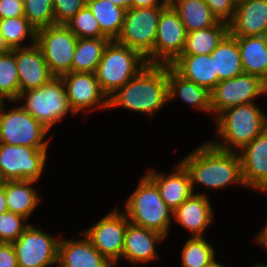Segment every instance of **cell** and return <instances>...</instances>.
<instances>
[{
	"mask_svg": "<svg viewBox=\"0 0 267 267\" xmlns=\"http://www.w3.org/2000/svg\"><path fill=\"white\" fill-rule=\"evenodd\" d=\"M6 179L3 177L2 172L0 171V188H3L5 183H6Z\"/></svg>",
	"mask_w": 267,
	"mask_h": 267,
	"instance_id": "48",
	"label": "cell"
},
{
	"mask_svg": "<svg viewBox=\"0 0 267 267\" xmlns=\"http://www.w3.org/2000/svg\"><path fill=\"white\" fill-rule=\"evenodd\" d=\"M251 267H267V264L260 262V263H256V264L252 265Z\"/></svg>",
	"mask_w": 267,
	"mask_h": 267,
	"instance_id": "49",
	"label": "cell"
},
{
	"mask_svg": "<svg viewBox=\"0 0 267 267\" xmlns=\"http://www.w3.org/2000/svg\"><path fill=\"white\" fill-rule=\"evenodd\" d=\"M27 219L13 212L0 214V242L12 243L16 241L30 225Z\"/></svg>",
	"mask_w": 267,
	"mask_h": 267,
	"instance_id": "37",
	"label": "cell"
},
{
	"mask_svg": "<svg viewBox=\"0 0 267 267\" xmlns=\"http://www.w3.org/2000/svg\"><path fill=\"white\" fill-rule=\"evenodd\" d=\"M0 267H18L12 243L0 242Z\"/></svg>",
	"mask_w": 267,
	"mask_h": 267,
	"instance_id": "41",
	"label": "cell"
},
{
	"mask_svg": "<svg viewBox=\"0 0 267 267\" xmlns=\"http://www.w3.org/2000/svg\"><path fill=\"white\" fill-rule=\"evenodd\" d=\"M77 38H107L91 10L85 5L66 24Z\"/></svg>",
	"mask_w": 267,
	"mask_h": 267,
	"instance_id": "35",
	"label": "cell"
},
{
	"mask_svg": "<svg viewBox=\"0 0 267 267\" xmlns=\"http://www.w3.org/2000/svg\"><path fill=\"white\" fill-rule=\"evenodd\" d=\"M8 211L7 203H6V197L4 192V187L0 188V214Z\"/></svg>",
	"mask_w": 267,
	"mask_h": 267,
	"instance_id": "45",
	"label": "cell"
},
{
	"mask_svg": "<svg viewBox=\"0 0 267 267\" xmlns=\"http://www.w3.org/2000/svg\"><path fill=\"white\" fill-rule=\"evenodd\" d=\"M147 65V59L140 52L110 40L95 74L102 91L109 98Z\"/></svg>",
	"mask_w": 267,
	"mask_h": 267,
	"instance_id": "5",
	"label": "cell"
},
{
	"mask_svg": "<svg viewBox=\"0 0 267 267\" xmlns=\"http://www.w3.org/2000/svg\"><path fill=\"white\" fill-rule=\"evenodd\" d=\"M24 17L23 0H0V20Z\"/></svg>",
	"mask_w": 267,
	"mask_h": 267,
	"instance_id": "40",
	"label": "cell"
},
{
	"mask_svg": "<svg viewBox=\"0 0 267 267\" xmlns=\"http://www.w3.org/2000/svg\"><path fill=\"white\" fill-rule=\"evenodd\" d=\"M229 33V23L220 21L217 25L187 33L181 55L211 54L222 39Z\"/></svg>",
	"mask_w": 267,
	"mask_h": 267,
	"instance_id": "29",
	"label": "cell"
},
{
	"mask_svg": "<svg viewBox=\"0 0 267 267\" xmlns=\"http://www.w3.org/2000/svg\"><path fill=\"white\" fill-rule=\"evenodd\" d=\"M86 5L99 23L101 32L110 40L121 33L125 10L107 0H86Z\"/></svg>",
	"mask_w": 267,
	"mask_h": 267,
	"instance_id": "30",
	"label": "cell"
},
{
	"mask_svg": "<svg viewBox=\"0 0 267 267\" xmlns=\"http://www.w3.org/2000/svg\"><path fill=\"white\" fill-rule=\"evenodd\" d=\"M109 38H78L72 72L95 73Z\"/></svg>",
	"mask_w": 267,
	"mask_h": 267,
	"instance_id": "31",
	"label": "cell"
},
{
	"mask_svg": "<svg viewBox=\"0 0 267 267\" xmlns=\"http://www.w3.org/2000/svg\"><path fill=\"white\" fill-rule=\"evenodd\" d=\"M168 102L179 98L203 113L212 115L210 92L196 83L179 75L170 65H167Z\"/></svg>",
	"mask_w": 267,
	"mask_h": 267,
	"instance_id": "23",
	"label": "cell"
},
{
	"mask_svg": "<svg viewBox=\"0 0 267 267\" xmlns=\"http://www.w3.org/2000/svg\"><path fill=\"white\" fill-rule=\"evenodd\" d=\"M167 103V65L148 64L109 97V110L123 108L152 118Z\"/></svg>",
	"mask_w": 267,
	"mask_h": 267,
	"instance_id": "2",
	"label": "cell"
},
{
	"mask_svg": "<svg viewBox=\"0 0 267 267\" xmlns=\"http://www.w3.org/2000/svg\"><path fill=\"white\" fill-rule=\"evenodd\" d=\"M20 93L42 87L55 76L51 73L43 51L35 43L29 47L15 49Z\"/></svg>",
	"mask_w": 267,
	"mask_h": 267,
	"instance_id": "17",
	"label": "cell"
},
{
	"mask_svg": "<svg viewBox=\"0 0 267 267\" xmlns=\"http://www.w3.org/2000/svg\"><path fill=\"white\" fill-rule=\"evenodd\" d=\"M245 73L267 84V36H235Z\"/></svg>",
	"mask_w": 267,
	"mask_h": 267,
	"instance_id": "26",
	"label": "cell"
},
{
	"mask_svg": "<svg viewBox=\"0 0 267 267\" xmlns=\"http://www.w3.org/2000/svg\"><path fill=\"white\" fill-rule=\"evenodd\" d=\"M167 0H130V8L166 7Z\"/></svg>",
	"mask_w": 267,
	"mask_h": 267,
	"instance_id": "42",
	"label": "cell"
},
{
	"mask_svg": "<svg viewBox=\"0 0 267 267\" xmlns=\"http://www.w3.org/2000/svg\"><path fill=\"white\" fill-rule=\"evenodd\" d=\"M210 55L214 59L215 74H218V83L236 77L244 72L237 39L230 32L222 39Z\"/></svg>",
	"mask_w": 267,
	"mask_h": 267,
	"instance_id": "27",
	"label": "cell"
},
{
	"mask_svg": "<svg viewBox=\"0 0 267 267\" xmlns=\"http://www.w3.org/2000/svg\"><path fill=\"white\" fill-rule=\"evenodd\" d=\"M135 190L125 201L129 223L144 227L168 237L173 211L162 200L156 185L144 174Z\"/></svg>",
	"mask_w": 267,
	"mask_h": 267,
	"instance_id": "4",
	"label": "cell"
},
{
	"mask_svg": "<svg viewBox=\"0 0 267 267\" xmlns=\"http://www.w3.org/2000/svg\"><path fill=\"white\" fill-rule=\"evenodd\" d=\"M74 114L109 109V98L102 91L95 73L69 72L60 76ZM88 110V111H87Z\"/></svg>",
	"mask_w": 267,
	"mask_h": 267,
	"instance_id": "14",
	"label": "cell"
},
{
	"mask_svg": "<svg viewBox=\"0 0 267 267\" xmlns=\"http://www.w3.org/2000/svg\"><path fill=\"white\" fill-rule=\"evenodd\" d=\"M245 188L267 192V128L239 151Z\"/></svg>",
	"mask_w": 267,
	"mask_h": 267,
	"instance_id": "16",
	"label": "cell"
},
{
	"mask_svg": "<svg viewBox=\"0 0 267 267\" xmlns=\"http://www.w3.org/2000/svg\"><path fill=\"white\" fill-rule=\"evenodd\" d=\"M0 32L11 49L29 47L36 43L37 30L25 17L0 20ZM30 41L24 45V40Z\"/></svg>",
	"mask_w": 267,
	"mask_h": 267,
	"instance_id": "32",
	"label": "cell"
},
{
	"mask_svg": "<svg viewBox=\"0 0 267 267\" xmlns=\"http://www.w3.org/2000/svg\"><path fill=\"white\" fill-rule=\"evenodd\" d=\"M107 1H110L114 5L124 9L125 11L130 8V0H107Z\"/></svg>",
	"mask_w": 267,
	"mask_h": 267,
	"instance_id": "46",
	"label": "cell"
},
{
	"mask_svg": "<svg viewBox=\"0 0 267 267\" xmlns=\"http://www.w3.org/2000/svg\"><path fill=\"white\" fill-rule=\"evenodd\" d=\"M236 3H239V2H241V1H244V0H234Z\"/></svg>",
	"mask_w": 267,
	"mask_h": 267,
	"instance_id": "51",
	"label": "cell"
},
{
	"mask_svg": "<svg viewBox=\"0 0 267 267\" xmlns=\"http://www.w3.org/2000/svg\"><path fill=\"white\" fill-rule=\"evenodd\" d=\"M11 51H12V49L9 47V45L7 44V42L4 39V36L0 32V55L7 54Z\"/></svg>",
	"mask_w": 267,
	"mask_h": 267,
	"instance_id": "44",
	"label": "cell"
},
{
	"mask_svg": "<svg viewBox=\"0 0 267 267\" xmlns=\"http://www.w3.org/2000/svg\"><path fill=\"white\" fill-rule=\"evenodd\" d=\"M170 4L178 12L187 33L220 22L204 0H173Z\"/></svg>",
	"mask_w": 267,
	"mask_h": 267,
	"instance_id": "28",
	"label": "cell"
},
{
	"mask_svg": "<svg viewBox=\"0 0 267 267\" xmlns=\"http://www.w3.org/2000/svg\"><path fill=\"white\" fill-rule=\"evenodd\" d=\"M20 94L15 49L0 55V97L9 102L16 101Z\"/></svg>",
	"mask_w": 267,
	"mask_h": 267,
	"instance_id": "34",
	"label": "cell"
},
{
	"mask_svg": "<svg viewBox=\"0 0 267 267\" xmlns=\"http://www.w3.org/2000/svg\"><path fill=\"white\" fill-rule=\"evenodd\" d=\"M5 101L0 97V107L2 106V104L4 103Z\"/></svg>",
	"mask_w": 267,
	"mask_h": 267,
	"instance_id": "50",
	"label": "cell"
},
{
	"mask_svg": "<svg viewBox=\"0 0 267 267\" xmlns=\"http://www.w3.org/2000/svg\"><path fill=\"white\" fill-rule=\"evenodd\" d=\"M255 239L257 245L261 244V247H264V250L267 251V224H265V226L257 234Z\"/></svg>",
	"mask_w": 267,
	"mask_h": 267,
	"instance_id": "43",
	"label": "cell"
},
{
	"mask_svg": "<svg viewBox=\"0 0 267 267\" xmlns=\"http://www.w3.org/2000/svg\"><path fill=\"white\" fill-rule=\"evenodd\" d=\"M78 38L65 24H54L37 30L36 44L55 77L72 72V61Z\"/></svg>",
	"mask_w": 267,
	"mask_h": 267,
	"instance_id": "9",
	"label": "cell"
},
{
	"mask_svg": "<svg viewBox=\"0 0 267 267\" xmlns=\"http://www.w3.org/2000/svg\"><path fill=\"white\" fill-rule=\"evenodd\" d=\"M19 101L22 102L19 105L26 112L50 131L68 114L75 115L70 108L61 77L52 78L40 88L21 92L12 103H19Z\"/></svg>",
	"mask_w": 267,
	"mask_h": 267,
	"instance_id": "6",
	"label": "cell"
},
{
	"mask_svg": "<svg viewBox=\"0 0 267 267\" xmlns=\"http://www.w3.org/2000/svg\"><path fill=\"white\" fill-rule=\"evenodd\" d=\"M267 94V84L259 77L241 73L236 77L220 81L210 92L212 117L225 109L242 104L254 103Z\"/></svg>",
	"mask_w": 267,
	"mask_h": 267,
	"instance_id": "10",
	"label": "cell"
},
{
	"mask_svg": "<svg viewBox=\"0 0 267 267\" xmlns=\"http://www.w3.org/2000/svg\"><path fill=\"white\" fill-rule=\"evenodd\" d=\"M210 201L206 193L192 194L173 211L174 221L192 234L191 237H204L214 220V209Z\"/></svg>",
	"mask_w": 267,
	"mask_h": 267,
	"instance_id": "19",
	"label": "cell"
},
{
	"mask_svg": "<svg viewBox=\"0 0 267 267\" xmlns=\"http://www.w3.org/2000/svg\"><path fill=\"white\" fill-rule=\"evenodd\" d=\"M34 180H8L4 185V192L8 211L23 216L28 220V217L40 205L42 197L34 188Z\"/></svg>",
	"mask_w": 267,
	"mask_h": 267,
	"instance_id": "25",
	"label": "cell"
},
{
	"mask_svg": "<svg viewBox=\"0 0 267 267\" xmlns=\"http://www.w3.org/2000/svg\"><path fill=\"white\" fill-rule=\"evenodd\" d=\"M183 78L211 92L218 83L214 59L207 55H180L170 65Z\"/></svg>",
	"mask_w": 267,
	"mask_h": 267,
	"instance_id": "24",
	"label": "cell"
},
{
	"mask_svg": "<svg viewBox=\"0 0 267 267\" xmlns=\"http://www.w3.org/2000/svg\"><path fill=\"white\" fill-rule=\"evenodd\" d=\"M79 233L84 238L65 240L61 235L57 267H115L82 232Z\"/></svg>",
	"mask_w": 267,
	"mask_h": 267,
	"instance_id": "21",
	"label": "cell"
},
{
	"mask_svg": "<svg viewBox=\"0 0 267 267\" xmlns=\"http://www.w3.org/2000/svg\"><path fill=\"white\" fill-rule=\"evenodd\" d=\"M214 121L220 140L208 141L224 151L239 152L267 128V115L255 102L225 109Z\"/></svg>",
	"mask_w": 267,
	"mask_h": 267,
	"instance_id": "3",
	"label": "cell"
},
{
	"mask_svg": "<svg viewBox=\"0 0 267 267\" xmlns=\"http://www.w3.org/2000/svg\"><path fill=\"white\" fill-rule=\"evenodd\" d=\"M229 32L233 36H267V0L237 3Z\"/></svg>",
	"mask_w": 267,
	"mask_h": 267,
	"instance_id": "22",
	"label": "cell"
},
{
	"mask_svg": "<svg viewBox=\"0 0 267 267\" xmlns=\"http://www.w3.org/2000/svg\"><path fill=\"white\" fill-rule=\"evenodd\" d=\"M86 5V0H54V24H66Z\"/></svg>",
	"mask_w": 267,
	"mask_h": 267,
	"instance_id": "38",
	"label": "cell"
},
{
	"mask_svg": "<svg viewBox=\"0 0 267 267\" xmlns=\"http://www.w3.org/2000/svg\"><path fill=\"white\" fill-rule=\"evenodd\" d=\"M187 32L169 3L161 12L154 44V64L171 65L182 53Z\"/></svg>",
	"mask_w": 267,
	"mask_h": 267,
	"instance_id": "15",
	"label": "cell"
},
{
	"mask_svg": "<svg viewBox=\"0 0 267 267\" xmlns=\"http://www.w3.org/2000/svg\"><path fill=\"white\" fill-rule=\"evenodd\" d=\"M181 159L190 175L193 194H197L196 184L210 190H220L231 184L245 187L239 152L224 151L206 141Z\"/></svg>",
	"mask_w": 267,
	"mask_h": 267,
	"instance_id": "1",
	"label": "cell"
},
{
	"mask_svg": "<svg viewBox=\"0 0 267 267\" xmlns=\"http://www.w3.org/2000/svg\"><path fill=\"white\" fill-rule=\"evenodd\" d=\"M128 223L125 213L116 206L91 227L81 232L105 258L118 267V262L122 259Z\"/></svg>",
	"mask_w": 267,
	"mask_h": 267,
	"instance_id": "13",
	"label": "cell"
},
{
	"mask_svg": "<svg viewBox=\"0 0 267 267\" xmlns=\"http://www.w3.org/2000/svg\"><path fill=\"white\" fill-rule=\"evenodd\" d=\"M165 7L129 8L117 42L140 52L154 64V44L160 14Z\"/></svg>",
	"mask_w": 267,
	"mask_h": 267,
	"instance_id": "7",
	"label": "cell"
},
{
	"mask_svg": "<svg viewBox=\"0 0 267 267\" xmlns=\"http://www.w3.org/2000/svg\"><path fill=\"white\" fill-rule=\"evenodd\" d=\"M24 17L38 30L54 25V0H23Z\"/></svg>",
	"mask_w": 267,
	"mask_h": 267,
	"instance_id": "36",
	"label": "cell"
},
{
	"mask_svg": "<svg viewBox=\"0 0 267 267\" xmlns=\"http://www.w3.org/2000/svg\"><path fill=\"white\" fill-rule=\"evenodd\" d=\"M160 233L139 227L131 223L127 224L124 238L122 259L130 264H146L159 259L156 245L165 240Z\"/></svg>",
	"mask_w": 267,
	"mask_h": 267,
	"instance_id": "20",
	"label": "cell"
},
{
	"mask_svg": "<svg viewBox=\"0 0 267 267\" xmlns=\"http://www.w3.org/2000/svg\"><path fill=\"white\" fill-rule=\"evenodd\" d=\"M220 21L229 23L235 14L237 3L234 0H204Z\"/></svg>",
	"mask_w": 267,
	"mask_h": 267,
	"instance_id": "39",
	"label": "cell"
},
{
	"mask_svg": "<svg viewBox=\"0 0 267 267\" xmlns=\"http://www.w3.org/2000/svg\"><path fill=\"white\" fill-rule=\"evenodd\" d=\"M60 238L30 224L19 238L12 242L18 267L57 266Z\"/></svg>",
	"mask_w": 267,
	"mask_h": 267,
	"instance_id": "12",
	"label": "cell"
},
{
	"mask_svg": "<svg viewBox=\"0 0 267 267\" xmlns=\"http://www.w3.org/2000/svg\"><path fill=\"white\" fill-rule=\"evenodd\" d=\"M48 148L0 143V171L8 180L39 181L47 164Z\"/></svg>",
	"mask_w": 267,
	"mask_h": 267,
	"instance_id": "11",
	"label": "cell"
},
{
	"mask_svg": "<svg viewBox=\"0 0 267 267\" xmlns=\"http://www.w3.org/2000/svg\"><path fill=\"white\" fill-rule=\"evenodd\" d=\"M174 170L165 174L147 170L145 175L156 185L164 203L174 211L192 194L191 179L187 169L178 161Z\"/></svg>",
	"mask_w": 267,
	"mask_h": 267,
	"instance_id": "18",
	"label": "cell"
},
{
	"mask_svg": "<svg viewBox=\"0 0 267 267\" xmlns=\"http://www.w3.org/2000/svg\"><path fill=\"white\" fill-rule=\"evenodd\" d=\"M216 250L204 237H190L181 249L182 267H206L216 258Z\"/></svg>",
	"mask_w": 267,
	"mask_h": 267,
	"instance_id": "33",
	"label": "cell"
},
{
	"mask_svg": "<svg viewBox=\"0 0 267 267\" xmlns=\"http://www.w3.org/2000/svg\"><path fill=\"white\" fill-rule=\"evenodd\" d=\"M206 267H226L224 264H220L216 259H214L209 265Z\"/></svg>",
	"mask_w": 267,
	"mask_h": 267,
	"instance_id": "47",
	"label": "cell"
},
{
	"mask_svg": "<svg viewBox=\"0 0 267 267\" xmlns=\"http://www.w3.org/2000/svg\"><path fill=\"white\" fill-rule=\"evenodd\" d=\"M6 102L0 107V143L48 148L50 139L44 138L50 130L20 105L5 110Z\"/></svg>",
	"mask_w": 267,
	"mask_h": 267,
	"instance_id": "8",
	"label": "cell"
}]
</instances>
